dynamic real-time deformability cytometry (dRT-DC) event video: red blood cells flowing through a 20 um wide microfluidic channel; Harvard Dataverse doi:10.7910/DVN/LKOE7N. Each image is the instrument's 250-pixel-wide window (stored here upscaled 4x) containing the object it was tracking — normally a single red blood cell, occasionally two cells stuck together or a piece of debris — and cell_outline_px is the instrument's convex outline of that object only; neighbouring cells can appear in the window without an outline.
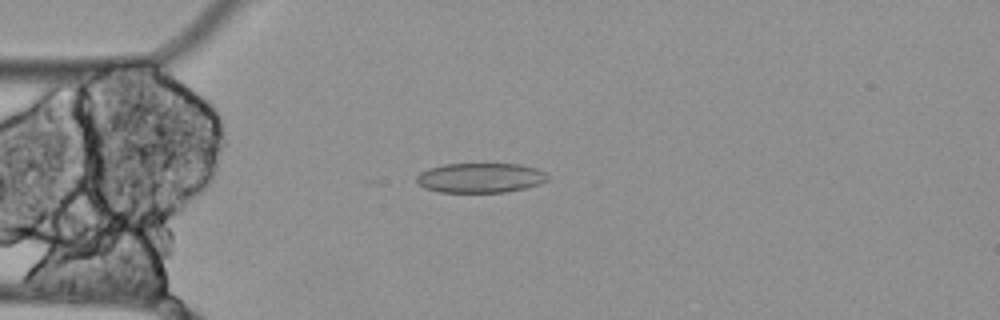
{"species": "Egyptian fruit bat (a non-hibernating species)", "species_latin": "Rousettus aegyptiacus", "temperature_condition": "cold", "stored_images_in_passage": 14, "segment_of_instrument_passage": [1, 2], "camera_frame_rate_fps": 3000, "um_per_image_px": 0.085, "animal": {"sex": "female"}, "frame": {"image": 1, "passage_image": 6, "time_ms": 1.667, "image_size_px": [1000, 320], "cell_outline_px": [[548, 180], [540, 184], [524, 188], [504, 192], [440, 192], [424, 188], [416, 180], [416, 176], [420, 172], [428, 168], [444, 164], [520, 164], [536, 168], [544, 172], [548, 176]], "centroid_in_image_um": [40.82, 15.11], "position_along_channel_um": 44.2, "area_um2": 22.72}}
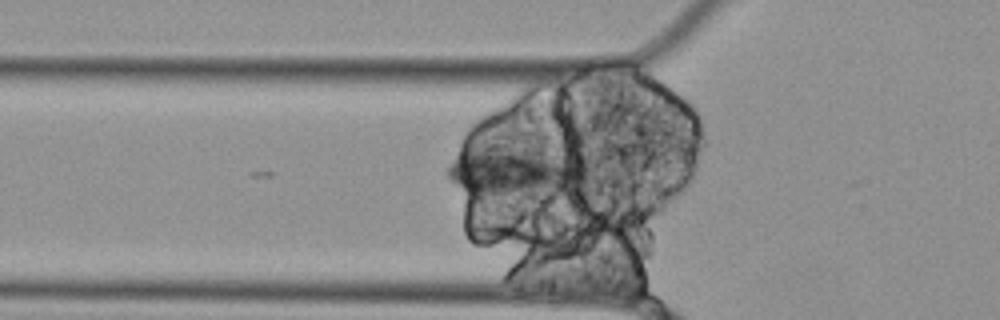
{"frame": {"image": 2, "passage_image": 10, "time_ms": 3.0, "image_size_px": [1000, 320], "cell_outline_px": [[584, 172], [568, 184], [536, 196], [532, 196], [468, 192], [448, 180], [444, 172], [448, 164], [464, 140], [492, 144], [584, 164]], "centroid_in_image_um": [43.21, 14.49], "position_along_channel_um": 82.6, "area_um2": 38.32}}